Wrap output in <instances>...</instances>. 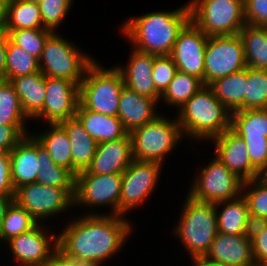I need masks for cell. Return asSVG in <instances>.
<instances>
[{
	"instance_id": "obj_1",
	"label": "cell",
	"mask_w": 267,
	"mask_h": 266,
	"mask_svg": "<svg viewBox=\"0 0 267 266\" xmlns=\"http://www.w3.org/2000/svg\"><path fill=\"white\" fill-rule=\"evenodd\" d=\"M73 215L58 230V243L76 257L104 265L118 256L123 248L125 250V244L135 232L134 221L130 217L109 214Z\"/></svg>"
},
{
	"instance_id": "obj_2",
	"label": "cell",
	"mask_w": 267,
	"mask_h": 266,
	"mask_svg": "<svg viewBox=\"0 0 267 266\" xmlns=\"http://www.w3.org/2000/svg\"><path fill=\"white\" fill-rule=\"evenodd\" d=\"M190 21L187 2L172 10H154L125 18L118 30L137 51L170 55L180 31Z\"/></svg>"
},
{
	"instance_id": "obj_3",
	"label": "cell",
	"mask_w": 267,
	"mask_h": 266,
	"mask_svg": "<svg viewBox=\"0 0 267 266\" xmlns=\"http://www.w3.org/2000/svg\"><path fill=\"white\" fill-rule=\"evenodd\" d=\"M178 113V114H177ZM176 119L189 144L209 141L231 128V112L204 85L177 110Z\"/></svg>"
},
{
	"instance_id": "obj_4",
	"label": "cell",
	"mask_w": 267,
	"mask_h": 266,
	"mask_svg": "<svg viewBox=\"0 0 267 266\" xmlns=\"http://www.w3.org/2000/svg\"><path fill=\"white\" fill-rule=\"evenodd\" d=\"M183 197L179 217L172 227L177 242L183 244L190 259L204 257L218 233L214 203L201 202L189 195Z\"/></svg>"
},
{
	"instance_id": "obj_5",
	"label": "cell",
	"mask_w": 267,
	"mask_h": 266,
	"mask_svg": "<svg viewBox=\"0 0 267 266\" xmlns=\"http://www.w3.org/2000/svg\"><path fill=\"white\" fill-rule=\"evenodd\" d=\"M165 114L129 133L133 160L167 164L169 154L173 155L181 141H186L176 117Z\"/></svg>"
},
{
	"instance_id": "obj_6",
	"label": "cell",
	"mask_w": 267,
	"mask_h": 266,
	"mask_svg": "<svg viewBox=\"0 0 267 266\" xmlns=\"http://www.w3.org/2000/svg\"><path fill=\"white\" fill-rule=\"evenodd\" d=\"M64 34L52 32L46 39L39 59L40 72L45 77L67 79L80 85L88 67L96 60L94 56L81 50L77 43ZM80 48V49H79Z\"/></svg>"
},
{
	"instance_id": "obj_7",
	"label": "cell",
	"mask_w": 267,
	"mask_h": 266,
	"mask_svg": "<svg viewBox=\"0 0 267 266\" xmlns=\"http://www.w3.org/2000/svg\"><path fill=\"white\" fill-rule=\"evenodd\" d=\"M99 62L95 60L88 67L79 85V103L90 111L117 116L124 81L114 65L107 68Z\"/></svg>"
},
{
	"instance_id": "obj_8",
	"label": "cell",
	"mask_w": 267,
	"mask_h": 266,
	"mask_svg": "<svg viewBox=\"0 0 267 266\" xmlns=\"http://www.w3.org/2000/svg\"><path fill=\"white\" fill-rule=\"evenodd\" d=\"M121 189L122 174L100 175L81 171L75 176L74 211L77 207L82 208V214L120 215ZM101 207L106 213L98 211Z\"/></svg>"
},
{
	"instance_id": "obj_9",
	"label": "cell",
	"mask_w": 267,
	"mask_h": 266,
	"mask_svg": "<svg viewBox=\"0 0 267 266\" xmlns=\"http://www.w3.org/2000/svg\"><path fill=\"white\" fill-rule=\"evenodd\" d=\"M190 20L208 37L239 34L246 25L244 0H188Z\"/></svg>"
},
{
	"instance_id": "obj_10",
	"label": "cell",
	"mask_w": 267,
	"mask_h": 266,
	"mask_svg": "<svg viewBox=\"0 0 267 266\" xmlns=\"http://www.w3.org/2000/svg\"><path fill=\"white\" fill-rule=\"evenodd\" d=\"M74 194L75 188H55L33 182L16 188L13 201L38 223L51 224L50 221L54 222L55 217L63 216L64 213L70 215L74 211Z\"/></svg>"
},
{
	"instance_id": "obj_11",
	"label": "cell",
	"mask_w": 267,
	"mask_h": 266,
	"mask_svg": "<svg viewBox=\"0 0 267 266\" xmlns=\"http://www.w3.org/2000/svg\"><path fill=\"white\" fill-rule=\"evenodd\" d=\"M207 165L197 169L190 179L187 195L201 202L217 203L242 194L243 180L230 171L214 154Z\"/></svg>"
},
{
	"instance_id": "obj_12",
	"label": "cell",
	"mask_w": 267,
	"mask_h": 266,
	"mask_svg": "<svg viewBox=\"0 0 267 266\" xmlns=\"http://www.w3.org/2000/svg\"><path fill=\"white\" fill-rule=\"evenodd\" d=\"M163 164L158 162L133 160L122 173V189L120 196V215L126 216L140 209L155 194L161 180ZM154 191V192H153Z\"/></svg>"
},
{
	"instance_id": "obj_13",
	"label": "cell",
	"mask_w": 267,
	"mask_h": 266,
	"mask_svg": "<svg viewBox=\"0 0 267 266\" xmlns=\"http://www.w3.org/2000/svg\"><path fill=\"white\" fill-rule=\"evenodd\" d=\"M53 225L39 223L30 231L7 241L5 251L9 250L11 262H15V266H44L52 262L54 247L58 243V231H52Z\"/></svg>"
},
{
	"instance_id": "obj_14",
	"label": "cell",
	"mask_w": 267,
	"mask_h": 266,
	"mask_svg": "<svg viewBox=\"0 0 267 266\" xmlns=\"http://www.w3.org/2000/svg\"><path fill=\"white\" fill-rule=\"evenodd\" d=\"M247 67L239 34L211 36L204 53L205 85Z\"/></svg>"
},
{
	"instance_id": "obj_15",
	"label": "cell",
	"mask_w": 267,
	"mask_h": 266,
	"mask_svg": "<svg viewBox=\"0 0 267 266\" xmlns=\"http://www.w3.org/2000/svg\"><path fill=\"white\" fill-rule=\"evenodd\" d=\"M46 98L43 109L31 120L59 124L75 117L79 104V85L67 79L45 77Z\"/></svg>"
},
{
	"instance_id": "obj_16",
	"label": "cell",
	"mask_w": 267,
	"mask_h": 266,
	"mask_svg": "<svg viewBox=\"0 0 267 266\" xmlns=\"http://www.w3.org/2000/svg\"><path fill=\"white\" fill-rule=\"evenodd\" d=\"M208 38L190 20L180 31L170 54L178 71L197 77L204 85V53Z\"/></svg>"
},
{
	"instance_id": "obj_17",
	"label": "cell",
	"mask_w": 267,
	"mask_h": 266,
	"mask_svg": "<svg viewBox=\"0 0 267 266\" xmlns=\"http://www.w3.org/2000/svg\"><path fill=\"white\" fill-rule=\"evenodd\" d=\"M209 142L213 154L243 181L263 176L252 165L245 141L231 128Z\"/></svg>"
},
{
	"instance_id": "obj_18",
	"label": "cell",
	"mask_w": 267,
	"mask_h": 266,
	"mask_svg": "<svg viewBox=\"0 0 267 266\" xmlns=\"http://www.w3.org/2000/svg\"><path fill=\"white\" fill-rule=\"evenodd\" d=\"M127 63L114 65L121 73L124 85L129 89L159 102L161 94L156 90L152 77L154 54L137 51L131 47Z\"/></svg>"
},
{
	"instance_id": "obj_19",
	"label": "cell",
	"mask_w": 267,
	"mask_h": 266,
	"mask_svg": "<svg viewBox=\"0 0 267 266\" xmlns=\"http://www.w3.org/2000/svg\"><path fill=\"white\" fill-rule=\"evenodd\" d=\"M204 258L222 266H256L250 235L218 232Z\"/></svg>"
},
{
	"instance_id": "obj_20",
	"label": "cell",
	"mask_w": 267,
	"mask_h": 266,
	"mask_svg": "<svg viewBox=\"0 0 267 266\" xmlns=\"http://www.w3.org/2000/svg\"><path fill=\"white\" fill-rule=\"evenodd\" d=\"M132 139L124 138L97 144L95 155L86 169L90 174H122L132 163Z\"/></svg>"
},
{
	"instance_id": "obj_21",
	"label": "cell",
	"mask_w": 267,
	"mask_h": 266,
	"mask_svg": "<svg viewBox=\"0 0 267 266\" xmlns=\"http://www.w3.org/2000/svg\"><path fill=\"white\" fill-rule=\"evenodd\" d=\"M159 102L124 86L120 97L117 117L125 130L131 133L134 129L155 120L160 114Z\"/></svg>"
},
{
	"instance_id": "obj_22",
	"label": "cell",
	"mask_w": 267,
	"mask_h": 266,
	"mask_svg": "<svg viewBox=\"0 0 267 266\" xmlns=\"http://www.w3.org/2000/svg\"><path fill=\"white\" fill-rule=\"evenodd\" d=\"M11 180L14 189L36 182L41 170L37 159V140L27 134L11 151Z\"/></svg>"
},
{
	"instance_id": "obj_23",
	"label": "cell",
	"mask_w": 267,
	"mask_h": 266,
	"mask_svg": "<svg viewBox=\"0 0 267 266\" xmlns=\"http://www.w3.org/2000/svg\"><path fill=\"white\" fill-rule=\"evenodd\" d=\"M218 232L228 235H250L252 221L242 194L232 200L214 203Z\"/></svg>"
},
{
	"instance_id": "obj_24",
	"label": "cell",
	"mask_w": 267,
	"mask_h": 266,
	"mask_svg": "<svg viewBox=\"0 0 267 266\" xmlns=\"http://www.w3.org/2000/svg\"><path fill=\"white\" fill-rule=\"evenodd\" d=\"M59 125L69 138L72 152V173L76 176L90 166L97 142L85 131L83 124L76 116L60 122Z\"/></svg>"
},
{
	"instance_id": "obj_25",
	"label": "cell",
	"mask_w": 267,
	"mask_h": 266,
	"mask_svg": "<svg viewBox=\"0 0 267 266\" xmlns=\"http://www.w3.org/2000/svg\"><path fill=\"white\" fill-rule=\"evenodd\" d=\"M85 131L97 142L115 141L124 138L128 132L117 116L96 113L84 108L80 103L76 115Z\"/></svg>"
},
{
	"instance_id": "obj_26",
	"label": "cell",
	"mask_w": 267,
	"mask_h": 266,
	"mask_svg": "<svg viewBox=\"0 0 267 266\" xmlns=\"http://www.w3.org/2000/svg\"><path fill=\"white\" fill-rule=\"evenodd\" d=\"M22 110L31 121L42 109L46 98L45 76L39 71L31 75L11 78Z\"/></svg>"
},
{
	"instance_id": "obj_27",
	"label": "cell",
	"mask_w": 267,
	"mask_h": 266,
	"mask_svg": "<svg viewBox=\"0 0 267 266\" xmlns=\"http://www.w3.org/2000/svg\"><path fill=\"white\" fill-rule=\"evenodd\" d=\"M247 67L239 72L217 78L208 86L215 97L232 113L244 110L246 94Z\"/></svg>"
},
{
	"instance_id": "obj_28",
	"label": "cell",
	"mask_w": 267,
	"mask_h": 266,
	"mask_svg": "<svg viewBox=\"0 0 267 266\" xmlns=\"http://www.w3.org/2000/svg\"><path fill=\"white\" fill-rule=\"evenodd\" d=\"M46 126L44 125V130H37L38 133L33 131L34 133L30 134L49 152L55 164L72 172V152L67 133L59 124Z\"/></svg>"
},
{
	"instance_id": "obj_29",
	"label": "cell",
	"mask_w": 267,
	"mask_h": 266,
	"mask_svg": "<svg viewBox=\"0 0 267 266\" xmlns=\"http://www.w3.org/2000/svg\"><path fill=\"white\" fill-rule=\"evenodd\" d=\"M247 67L267 70V27L246 24L239 32Z\"/></svg>"
},
{
	"instance_id": "obj_30",
	"label": "cell",
	"mask_w": 267,
	"mask_h": 266,
	"mask_svg": "<svg viewBox=\"0 0 267 266\" xmlns=\"http://www.w3.org/2000/svg\"><path fill=\"white\" fill-rule=\"evenodd\" d=\"M44 29L39 4L7 0L5 30Z\"/></svg>"
},
{
	"instance_id": "obj_31",
	"label": "cell",
	"mask_w": 267,
	"mask_h": 266,
	"mask_svg": "<svg viewBox=\"0 0 267 266\" xmlns=\"http://www.w3.org/2000/svg\"><path fill=\"white\" fill-rule=\"evenodd\" d=\"M37 159L41 167L37 183L55 188H75V175L69 169L55 164L49 152L38 141Z\"/></svg>"
},
{
	"instance_id": "obj_32",
	"label": "cell",
	"mask_w": 267,
	"mask_h": 266,
	"mask_svg": "<svg viewBox=\"0 0 267 266\" xmlns=\"http://www.w3.org/2000/svg\"><path fill=\"white\" fill-rule=\"evenodd\" d=\"M202 87H204L202 80L187 73L177 71L168 87L161 94L159 104L163 102L165 106H169L168 108L173 107L178 110Z\"/></svg>"
},
{
	"instance_id": "obj_33",
	"label": "cell",
	"mask_w": 267,
	"mask_h": 266,
	"mask_svg": "<svg viewBox=\"0 0 267 266\" xmlns=\"http://www.w3.org/2000/svg\"><path fill=\"white\" fill-rule=\"evenodd\" d=\"M231 129L243 139H267V109L232 112Z\"/></svg>"
},
{
	"instance_id": "obj_34",
	"label": "cell",
	"mask_w": 267,
	"mask_h": 266,
	"mask_svg": "<svg viewBox=\"0 0 267 266\" xmlns=\"http://www.w3.org/2000/svg\"><path fill=\"white\" fill-rule=\"evenodd\" d=\"M38 224V221L32 215L15 201H12L0 226V246L15 236L30 231Z\"/></svg>"
},
{
	"instance_id": "obj_35",
	"label": "cell",
	"mask_w": 267,
	"mask_h": 266,
	"mask_svg": "<svg viewBox=\"0 0 267 266\" xmlns=\"http://www.w3.org/2000/svg\"><path fill=\"white\" fill-rule=\"evenodd\" d=\"M242 196L252 223L267 222V175L243 181Z\"/></svg>"
},
{
	"instance_id": "obj_36",
	"label": "cell",
	"mask_w": 267,
	"mask_h": 266,
	"mask_svg": "<svg viewBox=\"0 0 267 266\" xmlns=\"http://www.w3.org/2000/svg\"><path fill=\"white\" fill-rule=\"evenodd\" d=\"M19 97L8 80L0 79V125H29Z\"/></svg>"
},
{
	"instance_id": "obj_37",
	"label": "cell",
	"mask_w": 267,
	"mask_h": 266,
	"mask_svg": "<svg viewBox=\"0 0 267 266\" xmlns=\"http://www.w3.org/2000/svg\"><path fill=\"white\" fill-rule=\"evenodd\" d=\"M39 71V60L13 44L7 36L5 80Z\"/></svg>"
},
{
	"instance_id": "obj_38",
	"label": "cell",
	"mask_w": 267,
	"mask_h": 266,
	"mask_svg": "<svg viewBox=\"0 0 267 266\" xmlns=\"http://www.w3.org/2000/svg\"><path fill=\"white\" fill-rule=\"evenodd\" d=\"M267 109V70L247 67L244 110Z\"/></svg>"
},
{
	"instance_id": "obj_39",
	"label": "cell",
	"mask_w": 267,
	"mask_h": 266,
	"mask_svg": "<svg viewBox=\"0 0 267 266\" xmlns=\"http://www.w3.org/2000/svg\"><path fill=\"white\" fill-rule=\"evenodd\" d=\"M8 39L37 60L42 56L45 41L52 33L47 29L5 30Z\"/></svg>"
},
{
	"instance_id": "obj_40",
	"label": "cell",
	"mask_w": 267,
	"mask_h": 266,
	"mask_svg": "<svg viewBox=\"0 0 267 266\" xmlns=\"http://www.w3.org/2000/svg\"><path fill=\"white\" fill-rule=\"evenodd\" d=\"M74 2L73 0H42L39 8L43 28L51 32H59V28L70 15Z\"/></svg>"
},
{
	"instance_id": "obj_41",
	"label": "cell",
	"mask_w": 267,
	"mask_h": 266,
	"mask_svg": "<svg viewBox=\"0 0 267 266\" xmlns=\"http://www.w3.org/2000/svg\"><path fill=\"white\" fill-rule=\"evenodd\" d=\"M177 71L170 55H154L152 77L160 94L168 87Z\"/></svg>"
},
{
	"instance_id": "obj_42",
	"label": "cell",
	"mask_w": 267,
	"mask_h": 266,
	"mask_svg": "<svg viewBox=\"0 0 267 266\" xmlns=\"http://www.w3.org/2000/svg\"><path fill=\"white\" fill-rule=\"evenodd\" d=\"M250 237L256 266H267V222L253 223Z\"/></svg>"
},
{
	"instance_id": "obj_43",
	"label": "cell",
	"mask_w": 267,
	"mask_h": 266,
	"mask_svg": "<svg viewBox=\"0 0 267 266\" xmlns=\"http://www.w3.org/2000/svg\"><path fill=\"white\" fill-rule=\"evenodd\" d=\"M30 125H0V151H11L27 134Z\"/></svg>"
},
{
	"instance_id": "obj_44",
	"label": "cell",
	"mask_w": 267,
	"mask_h": 266,
	"mask_svg": "<svg viewBox=\"0 0 267 266\" xmlns=\"http://www.w3.org/2000/svg\"><path fill=\"white\" fill-rule=\"evenodd\" d=\"M247 145L252 165L262 174L267 175V139H243Z\"/></svg>"
},
{
	"instance_id": "obj_45",
	"label": "cell",
	"mask_w": 267,
	"mask_h": 266,
	"mask_svg": "<svg viewBox=\"0 0 267 266\" xmlns=\"http://www.w3.org/2000/svg\"><path fill=\"white\" fill-rule=\"evenodd\" d=\"M244 17L248 25L267 27V0H244Z\"/></svg>"
},
{
	"instance_id": "obj_46",
	"label": "cell",
	"mask_w": 267,
	"mask_h": 266,
	"mask_svg": "<svg viewBox=\"0 0 267 266\" xmlns=\"http://www.w3.org/2000/svg\"><path fill=\"white\" fill-rule=\"evenodd\" d=\"M15 189L11 180V157L9 151H0V197L14 198Z\"/></svg>"
},
{
	"instance_id": "obj_47",
	"label": "cell",
	"mask_w": 267,
	"mask_h": 266,
	"mask_svg": "<svg viewBox=\"0 0 267 266\" xmlns=\"http://www.w3.org/2000/svg\"><path fill=\"white\" fill-rule=\"evenodd\" d=\"M53 260L59 266H104L101 262L70 254L59 243L54 247Z\"/></svg>"
},
{
	"instance_id": "obj_48",
	"label": "cell",
	"mask_w": 267,
	"mask_h": 266,
	"mask_svg": "<svg viewBox=\"0 0 267 266\" xmlns=\"http://www.w3.org/2000/svg\"><path fill=\"white\" fill-rule=\"evenodd\" d=\"M7 34H0V79L5 80Z\"/></svg>"
},
{
	"instance_id": "obj_49",
	"label": "cell",
	"mask_w": 267,
	"mask_h": 266,
	"mask_svg": "<svg viewBox=\"0 0 267 266\" xmlns=\"http://www.w3.org/2000/svg\"><path fill=\"white\" fill-rule=\"evenodd\" d=\"M7 0H0V34L5 33Z\"/></svg>"
},
{
	"instance_id": "obj_50",
	"label": "cell",
	"mask_w": 267,
	"mask_h": 266,
	"mask_svg": "<svg viewBox=\"0 0 267 266\" xmlns=\"http://www.w3.org/2000/svg\"><path fill=\"white\" fill-rule=\"evenodd\" d=\"M191 265L190 266H222L219 263L210 261L204 257H200L197 259H190Z\"/></svg>"
},
{
	"instance_id": "obj_51",
	"label": "cell",
	"mask_w": 267,
	"mask_h": 266,
	"mask_svg": "<svg viewBox=\"0 0 267 266\" xmlns=\"http://www.w3.org/2000/svg\"><path fill=\"white\" fill-rule=\"evenodd\" d=\"M13 201V198H2L0 197V226L4 218L5 212L9 204Z\"/></svg>"
},
{
	"instance_id": "obj_52",
	"label": "cell",
	"mask_w": 267,
	"mask_h": 266,
	"mask_svg": "<svg viewBox=\"0 0 267 266\" xmlns=\"http://www.w3.org/2000/svg\"><path fill=\"white\" fill-rule=\"evenodd\" d=\"M44 266H59V265L56 264V263L54 262V260H53L52 262L47 263V264H45Z\"/></svg>"
},
{
	"instance_id": "obj_53",
	"label": "cell",
	"mask_w": 267,
	"mask_h": 266,
	"mask_svg": "<svg viewBox=\"0 0 267 266\" xmlns=\"http://www.w3.org/2000/svg\"><path fill=\"white\" fill-rule=\"evenodd\" d=\"M25 1L30 2V3L39 4L42 0H25Z\"/></svg>"
}]
</instances>
